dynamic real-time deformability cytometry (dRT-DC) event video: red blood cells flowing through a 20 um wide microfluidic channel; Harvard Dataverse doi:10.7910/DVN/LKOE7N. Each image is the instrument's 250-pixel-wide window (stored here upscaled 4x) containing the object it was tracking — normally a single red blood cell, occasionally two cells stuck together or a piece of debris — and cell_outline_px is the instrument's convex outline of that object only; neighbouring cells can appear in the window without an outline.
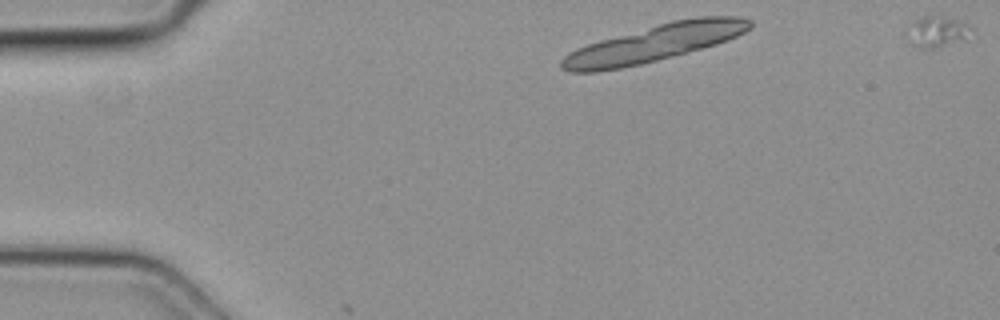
{"species": "common noctule bat (a hibernating species)", "species_latin": "Nyctalus noctula", "temperature_condition": "cold", "stored_images_in_passage": 3, "camera_frame_rate_fps": 3000, "um_per_image_px": 0.085, "animal": {"sex": "female", "body_mass_g": 19.3, "forearm_length_mm": 54.1}, "frame": {"image": 1, "passage_image": 1, "time_ms": 0.0, "image_size_px": [1000, 320], "cell_outline_px": [[972, 28], [968, 40], [932, 48], [920, 48], [908, 44], [904, 32], [904, 28], [916, 20], [924, 16], [940, 16], [960, 20], [968, 24]], "centroid_in_image_um": [79.6, 2.71], "position_along_channel_um": 5.4, "area_um2": 12.08}}